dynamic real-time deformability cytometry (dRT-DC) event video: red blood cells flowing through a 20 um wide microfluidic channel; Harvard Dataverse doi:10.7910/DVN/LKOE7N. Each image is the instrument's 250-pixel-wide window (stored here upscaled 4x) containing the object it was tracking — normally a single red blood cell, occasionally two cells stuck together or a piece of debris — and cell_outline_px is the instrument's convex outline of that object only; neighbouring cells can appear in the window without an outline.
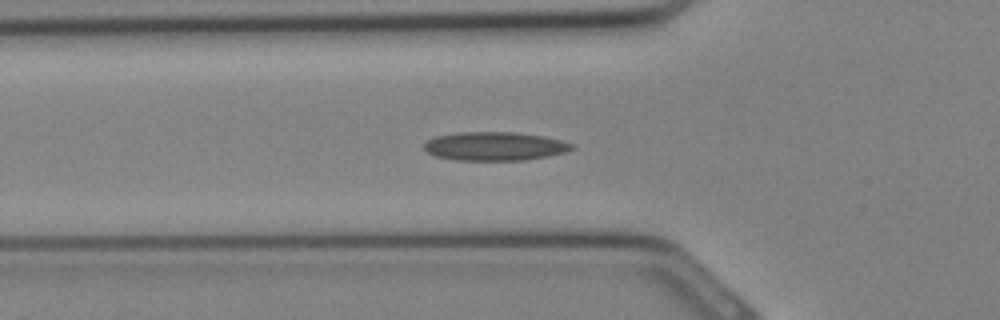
{"species": "Egyptian fruit bat (a non-hibernating species)", "species_latin": "Rousettus aegyptiacus", "temperature_condition": "cold", "stored_images_in_passage": 26, "camera_frame_rate_fps": 3000, "um_per_image_px": 0.085, "animal": {"sex": "female"}, "frame": {"image": 1, "passage_image": 4, "time_ms": 1.0, "image_size_px": [1000, 320], "cell_outline_px": [[576, 148], [564, 152], [548, 156], [524, 160], [456, 160], [436, 156], [428, 152], [424, 148], [424, 144], [428, 140], [436, 136], [456, 132], [516, 132], [544, 136], [576, 144]], "centroid_in_image_um": [42.08, 12.42], "position_along_channel_um": 83.7, "area_um2": 24.74}}
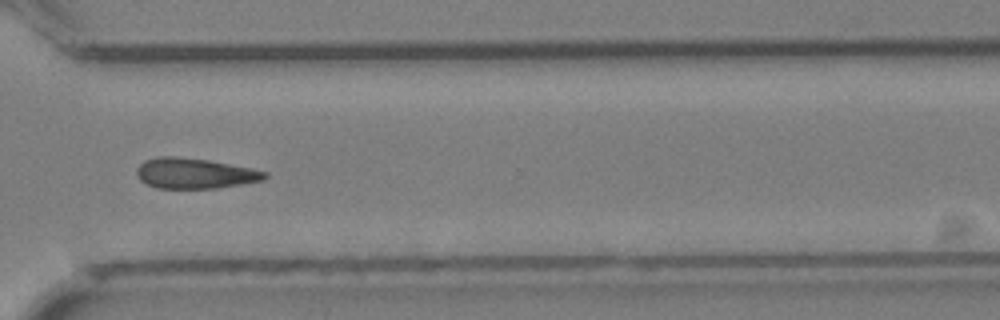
{"frame": {"image": 2, "passage_image": 17, "time_ms": 5.333, "image_size_px": [1000, 320], "cell_outline_px": [[268, 176], [264, 180], [216, 188], [156, 188], [140, 180], [136, 176], [136, 168], [144, 160], [156, 156], [176, 156], [208, 160], [252, 168], [268, 172]], "centroid_in_image_um": [16.53, 14.72], "position_along_channel_um": 354.1, "area_um2": 22.83}}
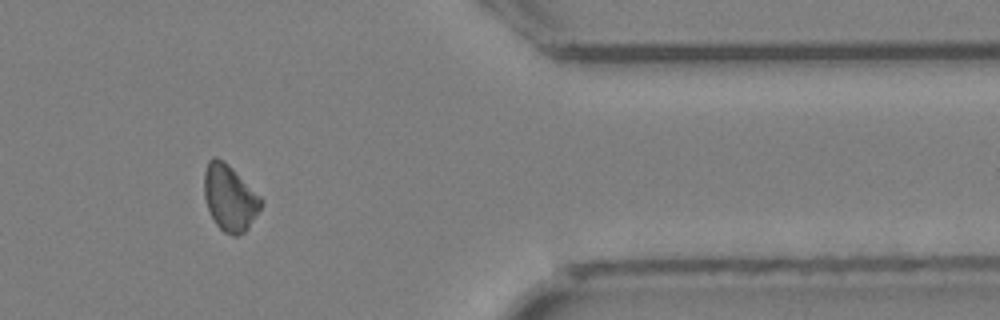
{"frame": {"image": 3, "passage_image": 20, "time_ms": 6.333, "image_size_px": [1000, 320], "cell_outline_px": [[264, 200], [260, 208], [248, 228], [244, 232], [236, 236], [232, 236], [224, 232], [216, 224], [208, 208], [204, 196], [204, 172], [208, 160], [212, 156], [216, 156], [224, 160]], "centroid_in_image_um": [19.51, 16.79], "position_along_channel_um": 391.9, "area_um2": 21.79}}